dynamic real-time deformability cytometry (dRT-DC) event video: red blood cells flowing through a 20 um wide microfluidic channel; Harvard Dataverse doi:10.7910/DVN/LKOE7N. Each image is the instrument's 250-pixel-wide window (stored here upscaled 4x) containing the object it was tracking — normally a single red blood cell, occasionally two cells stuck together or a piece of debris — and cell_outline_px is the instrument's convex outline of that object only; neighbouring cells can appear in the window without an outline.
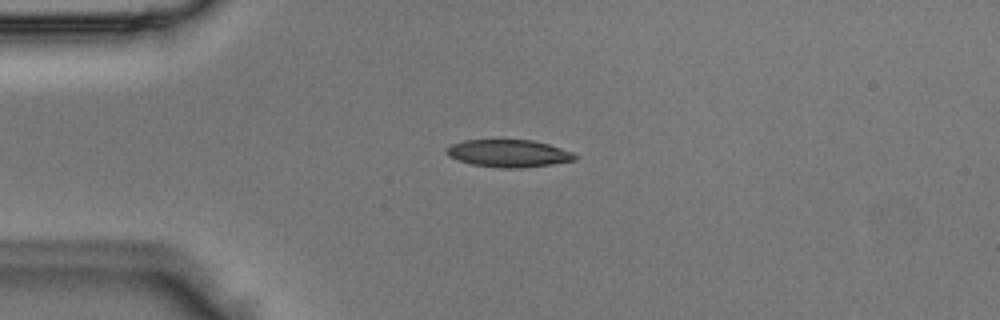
{"species": "Egyptian fruit bat (a non-hibernating species)", "species_latin": "Rousettus aegyptiacus", "temperature_condition": "room temperature", "stored_images_in_passage": 1, "camera_frame_rate_fps": 3000, "um_per_image_px": 0.085, "animal": {"sex": "male"}, "frame": {"image": 1, "passage_image": 1, "time_ms": 0.0, "image_size_px": [1000, 320], "cell_outline_px": [[580, 156], [576, 160], [552, 164], [524, 168], [500, 168], [472, 164], [460, 160], [452, 156], [448, 152], [448, 148], [452, 144], [464, 140], [532, 140], [548, 144], [572, 152]], "centroid_in_image_um": [43.32, 13.04], "position_along_channel_um": 41.7, "area_um2": 20.29}}